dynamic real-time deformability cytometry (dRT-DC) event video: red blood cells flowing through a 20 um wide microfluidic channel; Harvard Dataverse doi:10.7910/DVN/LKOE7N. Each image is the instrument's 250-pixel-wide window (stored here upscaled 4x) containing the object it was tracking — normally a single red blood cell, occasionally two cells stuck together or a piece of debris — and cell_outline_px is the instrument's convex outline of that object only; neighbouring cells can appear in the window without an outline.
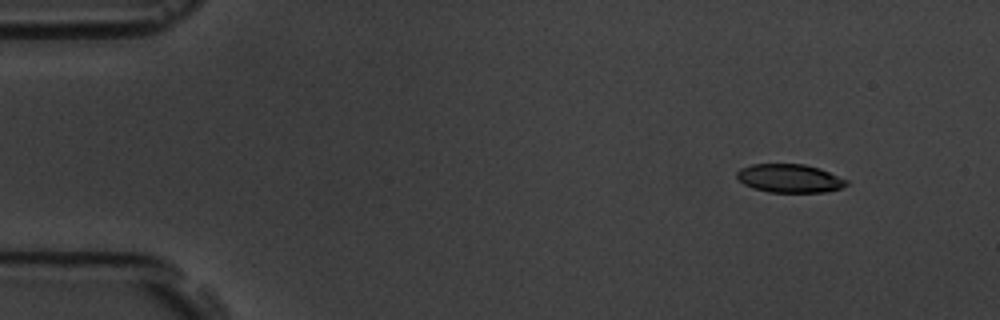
{"species": "common noctule bat (a hibernating species)", "species_latin": "Nyctalus noctula", "temperature_condition": "room temperature", "stored_images_in_passage": 5, "camera_frame_rate_fps": 3000, "um_per_image_px": 0.085, "animal": {"sex": "male", "body_mass_g": 19.5, "forearm_length_mm": 54.6}, "frame": {"image": 1, "passage_image": 2, "time_ms": 1.0, "image_size_px": [1000, 320], "cell_outline_px": [[848, 184], [840, 188], [828, 192], [768, 192], [752, 188], [744, 184], [736, 176], [736, 172], [740, 168], [752, 164], [804, 164], [820, 168], [848, 180]], "centroid_in_image_um": [67.11, 15.16], "position_along_channel_um": 17.9, "area_um2": 18.26}}
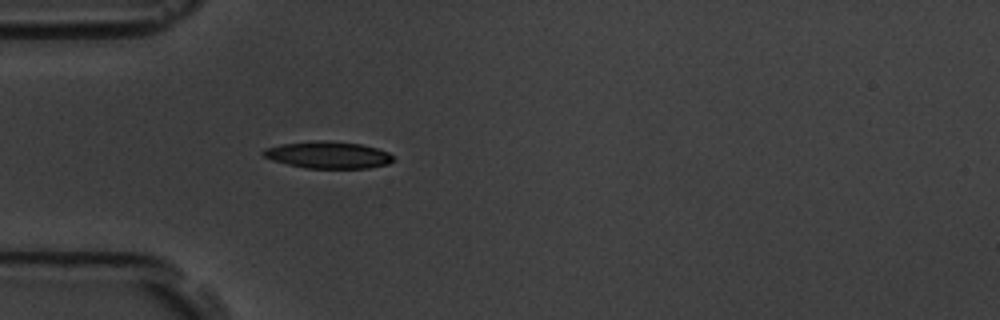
{"frame": {"image": 2, "passage_image": 5, "time_ms": 4.667, "image_size_px": [1000, 320], "cell_outline_px": [[396, 160], [388, 164], [368, 168], [304, 168], [272, 160], [264, 156], [260, 152], [264, 148], [284, 144], [324, 140], [360, 144], [376, 148], [388, 152]], "centroid_in_image_um": [27.9, 13.18], "position_along_channel_um": 57.1, "area_um2": 20.23}}